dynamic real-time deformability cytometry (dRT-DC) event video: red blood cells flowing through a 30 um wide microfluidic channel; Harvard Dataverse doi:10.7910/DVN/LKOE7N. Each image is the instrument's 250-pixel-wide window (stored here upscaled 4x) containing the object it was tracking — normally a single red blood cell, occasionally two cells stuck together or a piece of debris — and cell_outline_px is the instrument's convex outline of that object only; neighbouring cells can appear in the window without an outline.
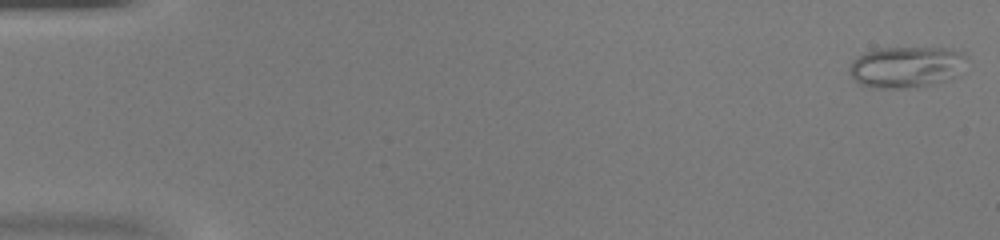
{"species": "common noctule bat (a hibernating species)", "species_latin": "Nyctalus noctula", "temperature_condition": "warm", "stored_images_in_passage": 46, "camera_frame_rate_fps": 3000, "um_per_image_px": 0.085, "animal": {"sex": "female", "body_mass_g": 20.0, "forearm_length_mm": 54.0}, "frame": {"image": 1, "passage_image": 1, "time_ms": 0.0, "image_size_px": [1000, 240], "cell_outline_px": [[968, 56], [956, 76], [944, 80], [928, 84], [904, 88], [872, 88], [860, 84], [848, 72], [848, 68], [852, 60], [876, 48], [944, 48], [964, 52]], "centroid_in_image_um": [77.0, 5.68], "position_along_channel_um": 8.0, "area_um2": 27.86}}
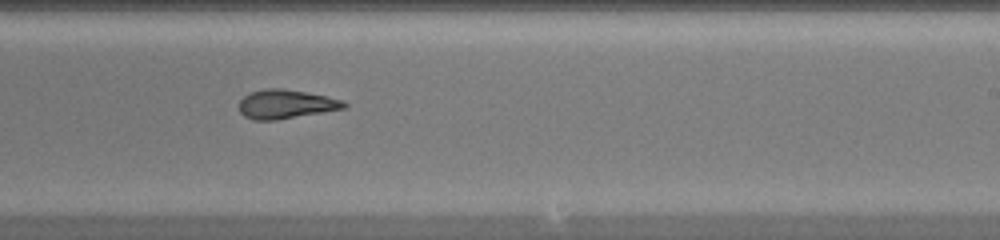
{"frame": {"image": 2, "passage_image": 29, "time_ms": 9.333, "image_size_px": [1000, 240], "cell_outline_px": [[348, 108], [276, 120], [252, 120], [244, 116], [240, 112], [240, 100], [244, 96], [252, 92], [264, 88], [280, 88], [328, 96], [344, 100], [348, 104]], "centroid_in_image_um": [24.34, 8.86], "position_along_channel_um": 264.7, "area_um2": 17.8}}
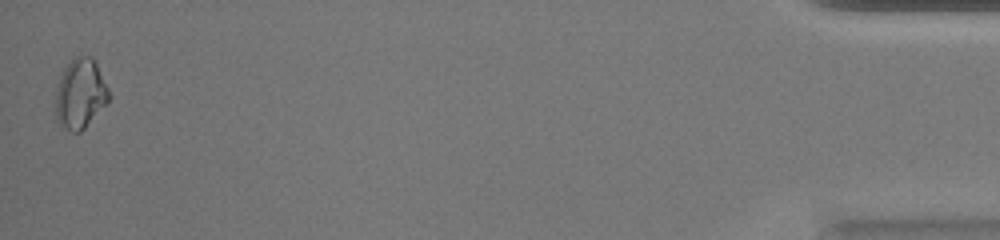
{"frame": {"image": 3, "passage_image": 46, "time_ms": 15.0, "image_size_px": [1000, 240], "cell_outline_px": [[108, 104], [80, 132], [72, 132], [60, 124], [56, 120], [56, 92], [60, 76], [64, 68], [76, 56], [92, 56], [108, 88]], "centroid_in_image_um": [6.83, 7.98], "position_along_channel_um": 428.4, "area_um2": 21.44}}